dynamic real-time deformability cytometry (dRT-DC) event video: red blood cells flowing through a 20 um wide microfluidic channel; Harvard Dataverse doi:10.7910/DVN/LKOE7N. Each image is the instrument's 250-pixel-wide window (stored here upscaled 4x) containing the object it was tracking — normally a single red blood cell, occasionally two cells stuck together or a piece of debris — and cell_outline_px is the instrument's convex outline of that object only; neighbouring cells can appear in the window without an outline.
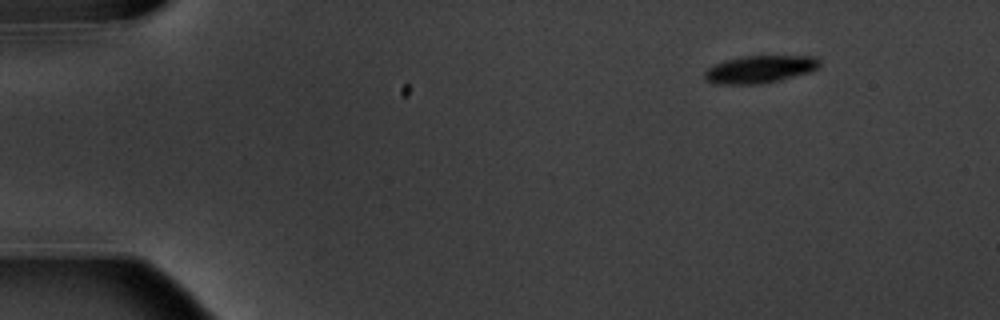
{"species": "common noctule bat (a hibernating species)", "species_latin": "Nyctalus noctula", "temperature_condition": "warm", "stored_images_in_passage": 6, "camera_frame_rate_fps": 3000, "um_per_image_px": 0.085, "animal": {"sex": "male", "body_mass_g": 20.1, "forearm_length_mm": 53.5}, "frame": {"image": 1, "passage_image": 6, "time_ms": 6.667, "image_size_px": [1000, 320], "cell_outline_px": [[820, 64], [816, 68], [808, 72], [780, 80], [760, 84], [712, 84], [704, 76], [704, 72], [708, 68], [724, 60], [744, 56], [816, 56], [820, 60]], "centroid_in_image_um": [64.57, 5.89], "position_along_channel_um": 20.4, "area_um2": 18.32}}